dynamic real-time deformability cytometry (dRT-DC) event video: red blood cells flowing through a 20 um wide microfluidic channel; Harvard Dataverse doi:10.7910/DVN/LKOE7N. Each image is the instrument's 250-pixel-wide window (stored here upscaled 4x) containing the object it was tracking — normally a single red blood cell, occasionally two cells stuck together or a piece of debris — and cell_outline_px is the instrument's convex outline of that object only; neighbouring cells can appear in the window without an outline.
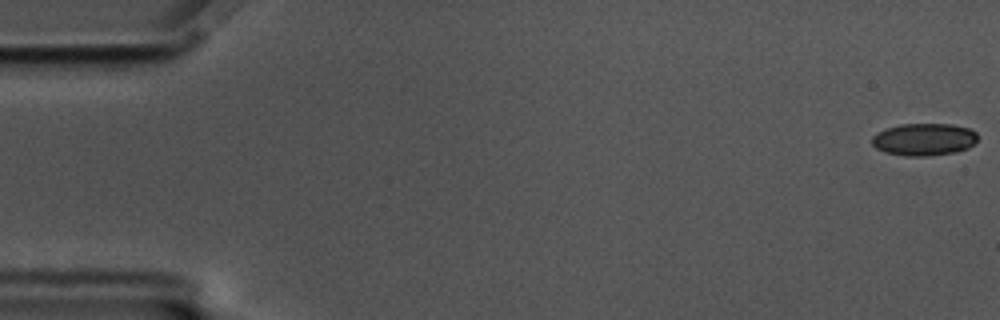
{"species": "common noctule bat (a hibernating species)", "species_latin": "Nyctalus noctula", "temperature_condition": "cold", "stored_images_in_passage": 19, "camera_frame_rate_fps": 3000, "um_per_image_px": 0.085, "animal": {"sex": "male", "body_mass_g": 17.5, "forearm_length_mm": 52.3}, "frame": {"image": 1, "passage_image": 1, "time_ms": 0.0, "image_size_px": [1000, 320], "cell_outline_px": [[976, 140], [968, 148], [956, 152], [928, 156], [904, 156], [884, 152], [876, 148], [872, 144], [872, 136], [876, 132], [884, 128], [900, 124], [952, 124], [968, 128], [976, 132]], "centroid_in_image_um": [78.49, 11.85], "position_along_channel_um": 6.5, "area_um2": 20.06}}
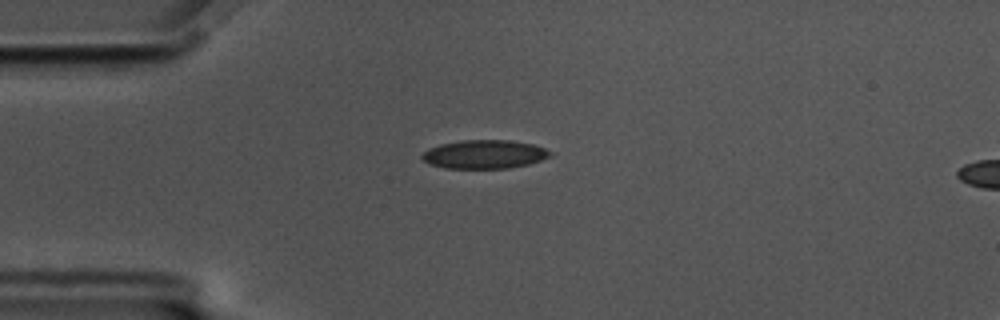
{"frame": {"image": 2, "passage_image": 15, "time_ms": 4.667, "image_size_px": [1000, 320], "cell_outline_px": [[552, 156], [528, 164], [508, 168], [444, 168], [428, 164], [420, 156], [428, 148], [440, 144], [460, 140], [508, 140], [532, 144], [544, 148], [552, 152]], "centroid_in_image_um": [41.15, 13.11], "position_along_channel_um": 43.9, "area_um2": 21.39}}